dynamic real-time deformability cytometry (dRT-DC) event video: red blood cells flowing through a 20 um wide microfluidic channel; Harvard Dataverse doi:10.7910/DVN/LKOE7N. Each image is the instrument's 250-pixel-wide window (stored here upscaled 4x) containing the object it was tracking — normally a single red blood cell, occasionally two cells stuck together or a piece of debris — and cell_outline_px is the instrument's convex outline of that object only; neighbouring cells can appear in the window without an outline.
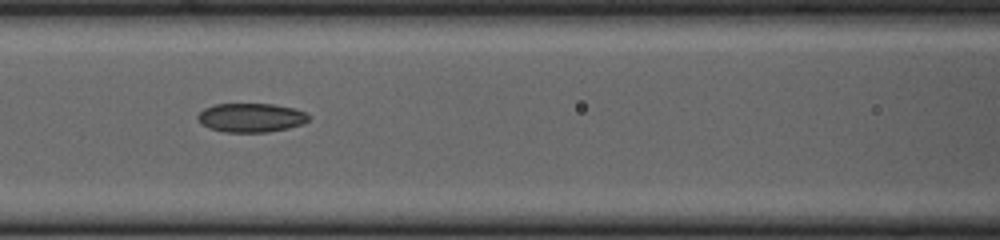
{"species": "common noctule bat (a hibernating species)", "species_latin": "Nyctalus noctula", "temperature_condition": "cold", "stored_images_in_passage": 29, "camera_frame_rate_fps": 3000, "um_per_image_px": 0.085, "animal": {"sex": "female", "body_mass_g": 23.0, "forearm_length_mm": 53.4}, "frame": {"image": 1, "passage_image": 7, "time_ms": 2.0, "image_size_px": [1000, 240], "cell_outline_px": [[308, 120], [300, 124], [288, 128], [268, 132], [224, 132], [200, 124], [196, 116], [204, 108], [216, 104], [272, 104], [296, 108], [304, 112], [308, 116]], "centroid_in_image_um": [21.31, 10.0], "position_along_channel_um": 145.3, "area_um2": 18.61}}
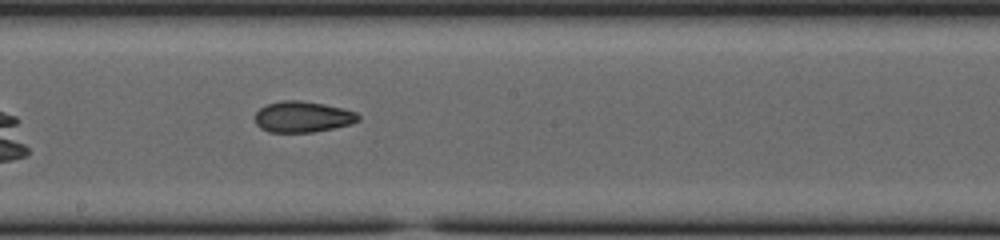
{"frame": {"image": 2, "passage_image": 13, "time_ms": 4.0, "image_size_px": [1000, 240], "cell_outline_px": [[360, 120], [352, 124], [312, 132], [268, 132], [260, 128], [256, 124], [256, 112], [260, 108], [268, 104], [280, 100], [300, 100], [324, 104], [344, 108], [356, 112], [360, 116]], "centroid_in_image_um": [25.74, 9.92], "position_along_channel_um": 222.5, "area_um2": 18.73}}
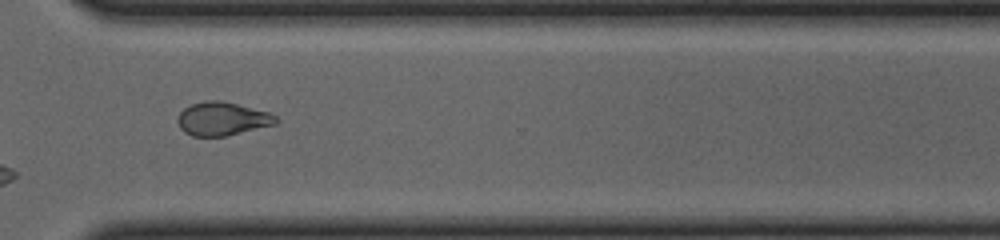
{"frame": {"image": 3, "passage_image": 23, "time_ms": 7.333, "image_size_px": [1000, 240], "cell_outline_px": [[280, 120], [276, 124], [224, 136], [192, 136], [184, 132], [180, 128], [176, 120], [180, 112], [184, 108], [192, 104], [204, 100], [220, 100], [268, 112], [276, 116]], "centroid_in_image_um": [18.87, 10.09], "position_along_channel_um": 351.7, "area_um2": 19.07}}